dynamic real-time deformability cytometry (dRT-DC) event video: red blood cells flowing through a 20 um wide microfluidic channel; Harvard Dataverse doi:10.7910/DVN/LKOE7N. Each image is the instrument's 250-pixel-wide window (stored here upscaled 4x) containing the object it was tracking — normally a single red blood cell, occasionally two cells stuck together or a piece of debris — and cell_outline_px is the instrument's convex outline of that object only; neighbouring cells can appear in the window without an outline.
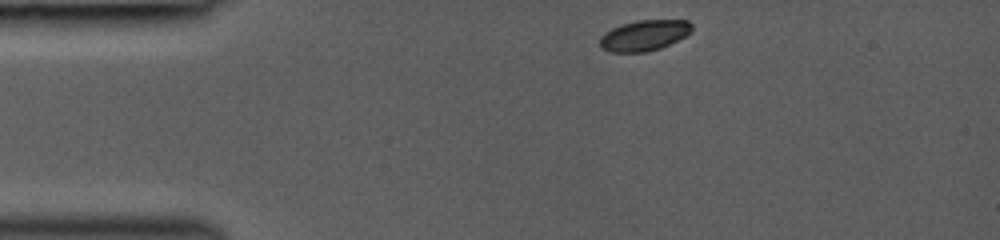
{"species": "common noctule bat (a hibernating species)", "species_latin": "Nyctalus noctula", "temperature_condition": "room temperature", "stored_images_in_passage": 9, "camera_frame_rate_fps": 3000, "um_per_image_px": 0.085, "animal": {"sex": "female", "body_mass_g": 19.0, "forearm_length_mm": 53.3}, "frame": {"image": 1, "passage_image": 1, "time_ms": 0.0, "image_size_px": [1000, 240], "cell_outline_px": [[692, 32], [660, 48], [648, 52], [612, 52], [600, 48], [600, 36], [604, 32], [620, 24], [636, 20], [688, 20], [692, 24]], "centroid_in_image_um": [54.73, 3.0], "position_along_channel_um": 30.3, "area_um2": 16.53}}
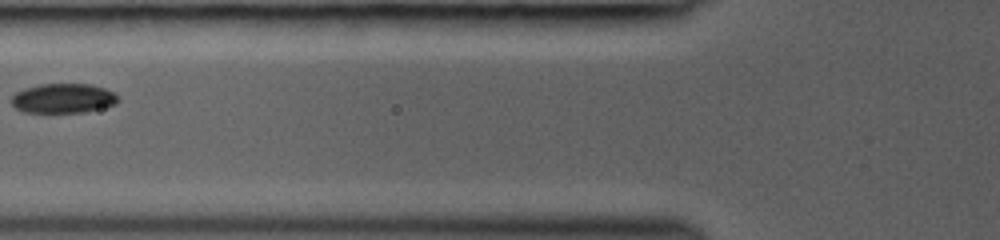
{"frame": {"image": 2, "passage_image": 7, "time_ms": 3.333, "image_size_px": [1000, 240], "cell_outline_px": [[120, 100], [116, 104], [84, 112], [24, 112], [16, 108], [12, 104], [12, 96], [16, 92], [24, 88], [40, 84], [92, 84], [104, 88], [112, 92]], "centroid_in_image_um": [5.36, 8.35], "position_along_channel_um": 120.4, "area_um2": 18.26}}
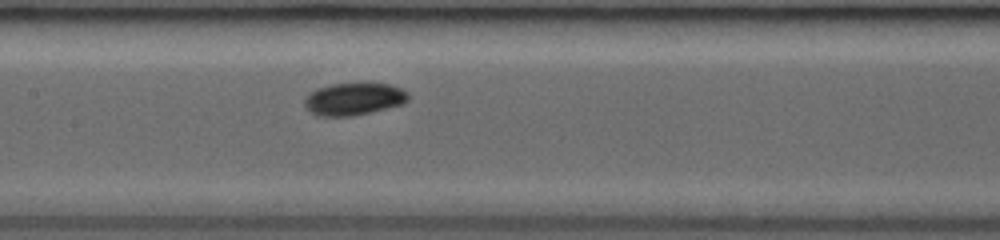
{"frame": {"image": 3, "passage_image": 9, "time_ms": 4.667, "image_size_px": [1000, 240], "cell_outline_px": [[408, 100], [404, 104], [372, 112], [352, 116], [316, 116], [304, 104], [304, 100], [308, 92], [316, 88], [332, 84], [364, 80], [368, 80], [392, 84], [408, 92]], "centroid_in_image_um": [30.11, 8.36], "position_along_channel_um": 177.3, "area_um2": 20.52}}